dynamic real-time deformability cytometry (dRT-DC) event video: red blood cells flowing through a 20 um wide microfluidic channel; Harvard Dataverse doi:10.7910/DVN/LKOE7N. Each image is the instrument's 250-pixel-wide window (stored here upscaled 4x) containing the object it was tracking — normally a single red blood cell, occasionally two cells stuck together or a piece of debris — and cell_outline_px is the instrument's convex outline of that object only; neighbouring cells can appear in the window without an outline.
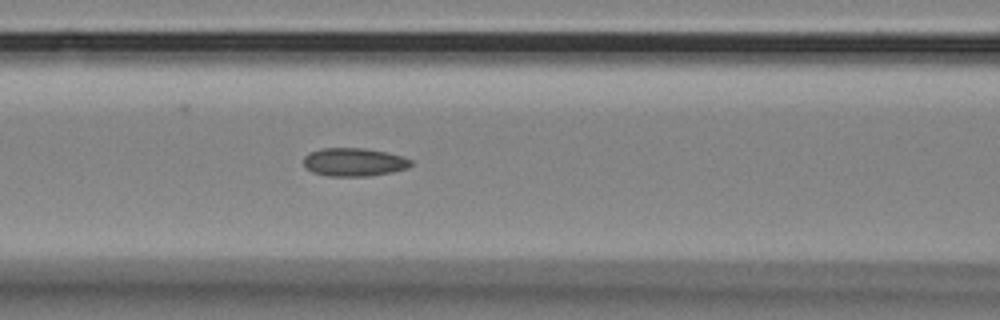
{"species": "Egyptian fruit bat (a non-hibernating species)", "species_latin": "Rousettus aegyptiacus", "temperature_condition": "room temperature", "stored_images_in_passage": 32, "camera_frame_rate_fps": 3000, "um_per_image_px": 0.085, "animal": {"sex": "female"}, "frame": {"image": 1, "passage_image": 14, "time_ms": 4.333, "image_size_px": [1000, 320], "cell_outline_px": [[412, 164], [408, 168], [392, 172], [368, 176], [328, 176], [312, 172], [304, 164], [304, 156], [312, 152], [324, 148], [364, 148], [404, 156], [412, 160]], "centroid_in_image_um": [30.13, 13.78], "position_along_channel_um": 136.5, "area_um2": 17.57}}
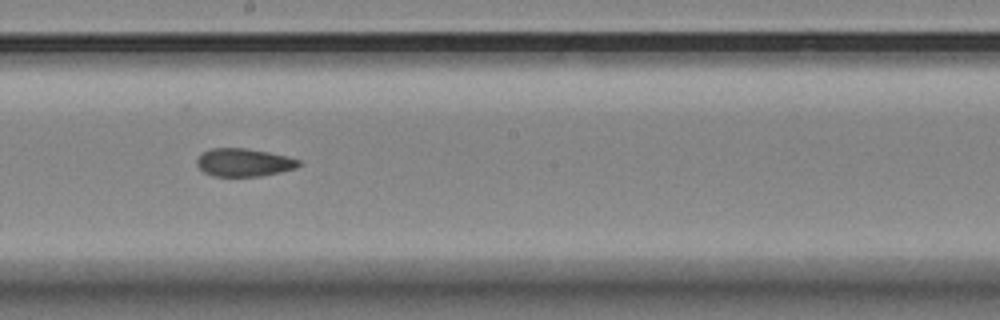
{"frame": {"image": 2, "passage_image": 22, "time_ms": 7.0, "image_size_px": [1000, 320], "cell_outline_px": [[304, 164], [296, 168], [280, 172], [260, 176], [212, 176], [204, 172], [196, 164], [196, 160], [204, 152], [212, 148], [244, 148], [268, 152], [300, 160]], "centroid_in_image_um": [20.74, 13.81], "position_along_channel_um": 227.5, "area_um2": 16.53}}
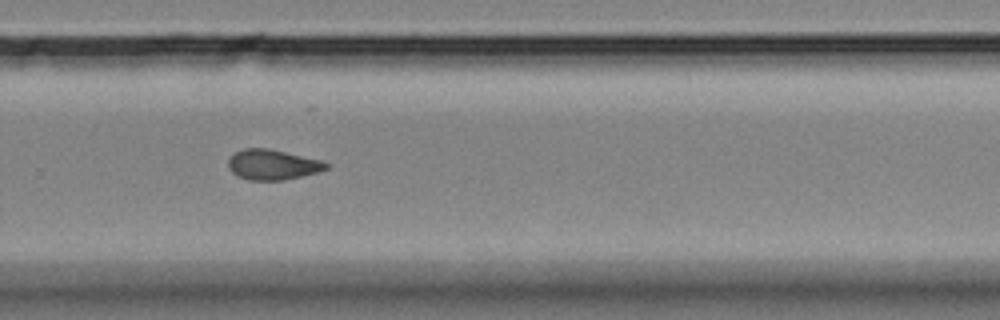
{"frame": {"image": 3, "passage_image": 29, "time_ms": 9.333, "image_size_px": [1000, 320], "cell_outline_px": [[328, 168], [316, 172], [284, 180], [248, 180], [232, 172], [228, 168], [228, 160], [236, 152], [244, 148], [268, 148], [320, 160], [328, 164]], "centroid_in_image_um": [23.14, 13.99], "position_along_channel_um": 306.7, "area_um2": 16.94}}